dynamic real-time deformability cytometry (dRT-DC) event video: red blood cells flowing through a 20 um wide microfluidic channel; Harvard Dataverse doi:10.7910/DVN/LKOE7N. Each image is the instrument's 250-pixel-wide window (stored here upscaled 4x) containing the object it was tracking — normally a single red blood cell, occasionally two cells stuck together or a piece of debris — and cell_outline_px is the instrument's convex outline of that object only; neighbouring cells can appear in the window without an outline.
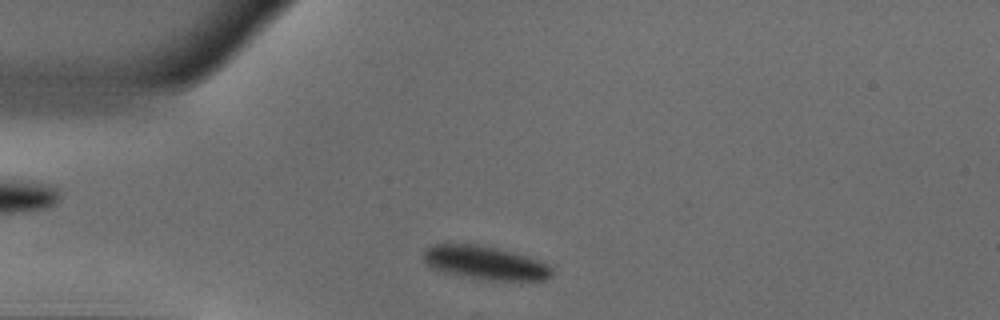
{"species": "common noctule bat (a hibernating species)", "species_latin": "Nyctalus noctula", "temperature_condition": "warm", "stored_images_in_passage": 42, "camera_frame_rate_fps": 3000, "um_per_image_px": 0.085, "animal": {"sex": "male", "body_mass_g": 18.8}, "frame": {"image": 1, "passage_image": 3, "time_ms": 0.667, "image_size_px": [1000, 320], "cell_outline_px": [[552, 276], [548, 280], [488, 280], [460, 276], [444, 272], [432, 268], [424, 260], [424, 252], [432, 244], [480, 244], [496, 248], [524, 256], [548, 264], [552, 268]], "centroid_in_image_um": [41.23, 22.35], "position_along_channel_um": 43.8, "area_um2": 24.85}}
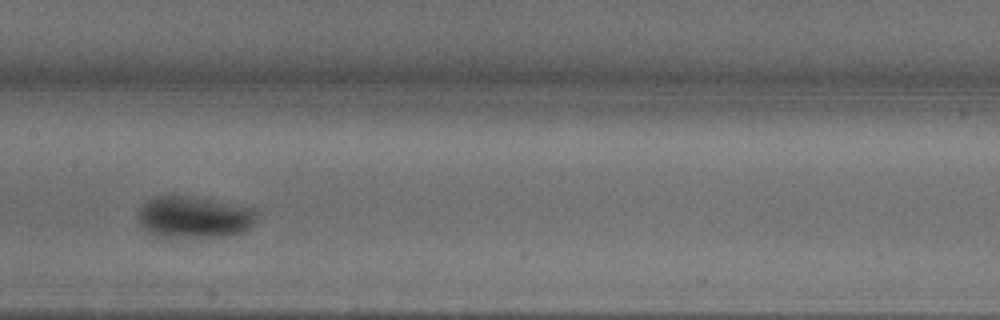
{"frame": {"image": 2, "passage_image": 16, "time_ms": 5.0, "image_size_px": [1000, 320], "cell_outline_px": [[256, 220], [252, 228], [244, 232], [228, 236], [176, 240], [156, 236], [148, 232], [140, 224], [140, 208], [148, 200], [156, 196], [180, 196], [208, 200], [256, 208]], "centroid_in_image_um": [16.53, 18.53], "position_along_channel_um": 190.9, "area_um2": 29.3}}
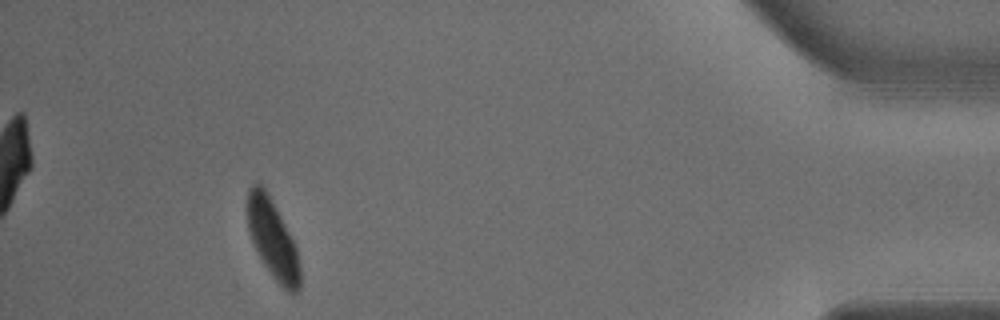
{"frame": {"image": 3, "passage_image": 38, "time_ms": 12.333, "image_size_px": [1000, 320], "cell_outline_px": [[300, 288], [292, 296], [272, 276], [264, 264], [252, 240], [248, 228], [248, 188], [252, 184], [260, 184], [268, 192], [296, 248], [300, 264]], "centroid_in_image_um": [23.19, 20.35], "position_along_channel_um": 412.0, "area_um2": 23.64}, "authors_computed_cell_mechanics": {"area_um2": 27.8596, "velocity_mm_per_s": 3.8478, "shape_relaxation_time_tau1_ms": 5.6674, "shape_relaxation_time_tau2_ms": null, "deformation_change_tau1": 0.1812, "deformation_change_tau2": null}}